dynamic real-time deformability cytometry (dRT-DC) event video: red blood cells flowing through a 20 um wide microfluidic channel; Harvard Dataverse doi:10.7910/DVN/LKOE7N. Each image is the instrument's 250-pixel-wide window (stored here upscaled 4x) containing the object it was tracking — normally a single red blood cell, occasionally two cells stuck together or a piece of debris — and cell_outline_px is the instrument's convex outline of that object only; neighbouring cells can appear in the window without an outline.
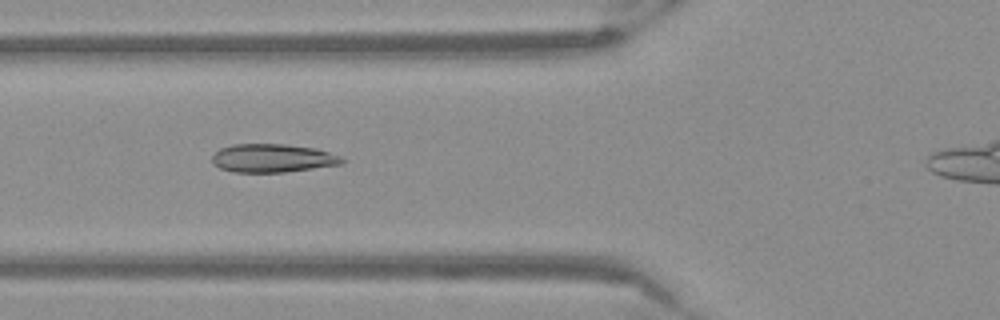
{"species": "Egyptian fruit bat (a non-hibernating species)", "species_latin": "Rousettus aegyptiacus", "temperature_condition": "warm", "stored_images_in_passage": 38, "camera_frame_rate_fps": 3000, "um_per_image_px": 0.085, "frame": {"image": 1, "passage_image": 11, "time_ms": 3.333, "image_size_px": [1000, 320], "cell_outline_px": [[344, 160], [340, 164], [284, 172], [232, 172], [220, 168], [212, 164], [212, 156], [220, 148], [232, 144], [284, 144], [316, 148], [340, 156]], "centroid_in_image_um": [23.11, 13.44], "position_along_channel_um": 102.7, "area_um2": 21.39}}
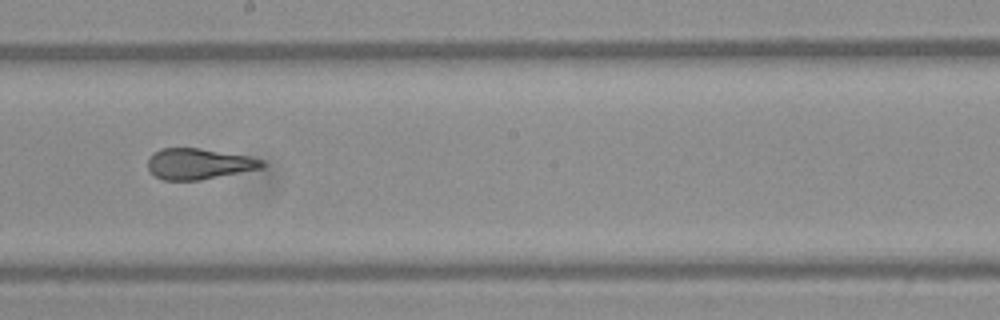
{"frame": {"image": 2, "passage_image": 21, "time_ms": 6.667, "image_size_px": [1000, 320], "cell_outline_px": [[264, 164], [260, 168], [200, 180], [164, 180], [156, 176], [148, 168], [148, 160], [160, 148], [200, 148], [248, 156], [264, 160]], "centroid_in_image_um": [16.89, 13.92], "position_along_channel_um": 231.3, "area_um2": 20.17}}
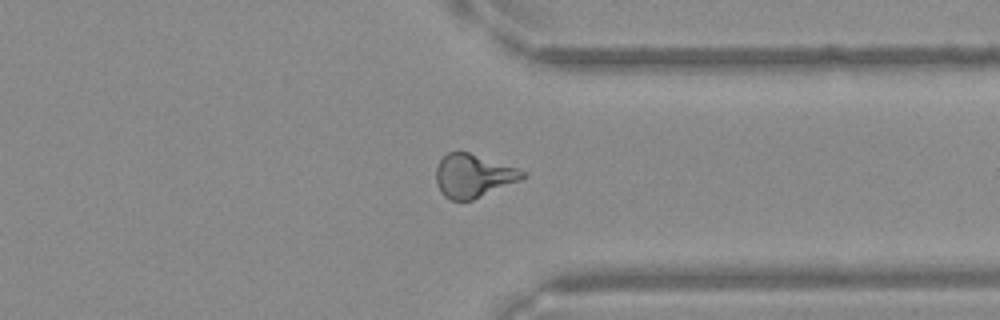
{"frame": {"image": 3, "passage_image": 32, "time_ms": 10.333, "image_size_px": [1000, 320], "cell_outline_px": [[528, 176], [520, 180], [472, 200], [452, 200], [444, 196], [440, 192], [436, 184], [436, 168], [440, 160], [448, 152], [468, 152], [528, 172]], "centroid_in_image_um": [40.22, 14.95], "position_along_channel_um": 371.2, "area_um2": 21.62}}